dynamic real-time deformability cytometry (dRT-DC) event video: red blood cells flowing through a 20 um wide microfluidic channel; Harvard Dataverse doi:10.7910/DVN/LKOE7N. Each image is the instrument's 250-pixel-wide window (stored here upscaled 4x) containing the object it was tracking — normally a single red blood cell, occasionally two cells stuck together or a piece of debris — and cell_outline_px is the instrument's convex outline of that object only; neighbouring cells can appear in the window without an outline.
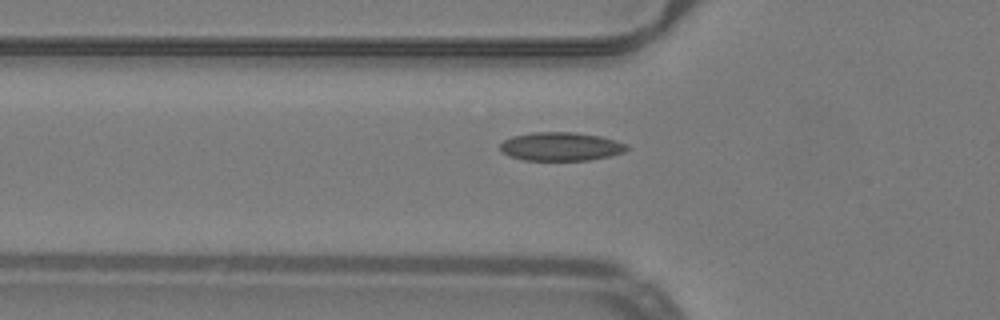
{"species": "common noctule bat (a hibernating species)", "species_latin": "Nyctalus noctula", "temperature_condition": "warm", "stored_images_in_passage": 38, "camera_frame_rate_fps": 3000, "um_per_image_px": 0.085, "animal": {"sex": "male", "body_mass_g": 19.2, "forearm_length_mm": 51.8}, "frame": {"image": 1, "passage_image": 9, "time_ms": 2.667, "image_size_px": [1000, 320], "cell_outline_px": [[628, 148], [624, 152], [612, 156], [588, 160], [524, 160], [508, 156], [500, 148], [500, 144], [504, 140], [512, 136], [532, 132], [572, 132], [600, 136], [616, 140], [628, 144]], "centroid_in_image_um": [47.69, 12.45], "position_along_channel_um": 78.1, "area_um2": 21.15}}
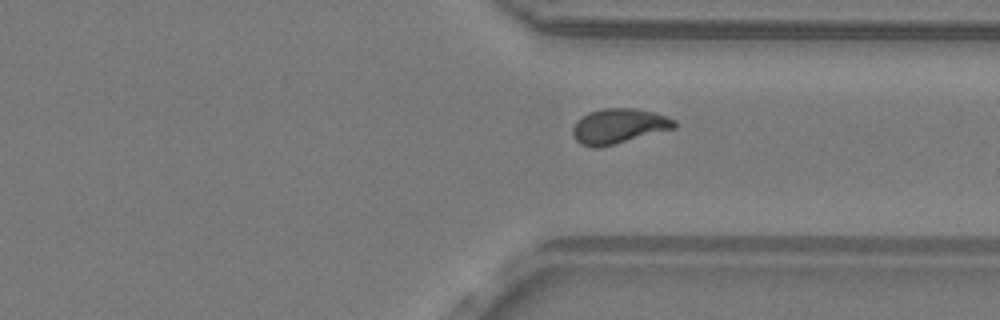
{"frame": {"image": 2, "passage_image": 30, "time_ms": 9.667, "image_size_px": [1000, 320], "cell_outline_px": [[676, 128], [600, 148], [596, 148], [580, 144], [572, 136], [572, 128], [576, 120], [580, 116], [588, 112], [604, 108], [636, 108], [652, 112], [676, 120]], "centroid_in_image_um": [52.55, 10.72], "position_along_channel_um": 358.9, "area_um2": 20.92}}
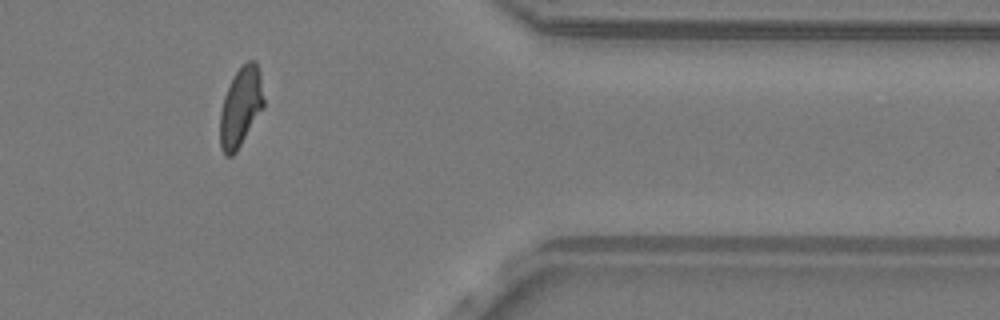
{"frame": {"image": 3, "passage_image": 34, "time_ms": 11.0, "image_size_px": [1000, 320], "cell_outline_px": [[264, 108], [236, 152], [232, 156], [224, 156], [220, 148], [220, 112], [224, 96], [236, 72], [248, 60], [256, 60], [260, 72], [264, 100]], "centroid_in_image_um": [20.47, 9.12], "position_along_channel_um": 390.9, "area_um2": 20.29}}